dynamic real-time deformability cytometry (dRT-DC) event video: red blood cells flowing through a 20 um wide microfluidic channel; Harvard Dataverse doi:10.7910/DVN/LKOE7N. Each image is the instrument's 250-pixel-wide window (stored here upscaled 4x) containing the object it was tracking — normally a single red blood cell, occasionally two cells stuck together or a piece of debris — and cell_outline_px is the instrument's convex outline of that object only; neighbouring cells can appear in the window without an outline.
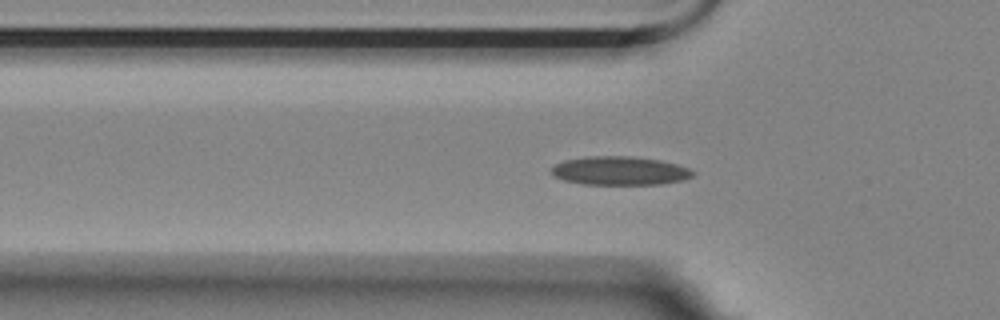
{"species": "Egyptian fruit bat (a non-hibernating species)", "species_latin": "Rousettus aegyptiacus", "temperature_condition": "room temperature", "stored_images_in_passage": 43, "camera_frame_rate_fps": 3000, "um_per_image_px": 0.085, "animal": {"sex": "female"}, "frame": {"image": 1, "passage_image": 4, "time_ms": 1.0, "image_size_px": [1000, 320], "cell_outline_px": [[696, 172], [692, 176], [684, 180], [660, 184], [584, 184], [564, 180], [556, 176], [552, 172], [552, 164], [564, 160], [588, 156], [632, 156], [660, 160], [676, 164], [688, 168]], "centroid_in_image_um": [52.69, 14.51], "position_along_channel_um": 73.1, "area_um2": 23.58}}
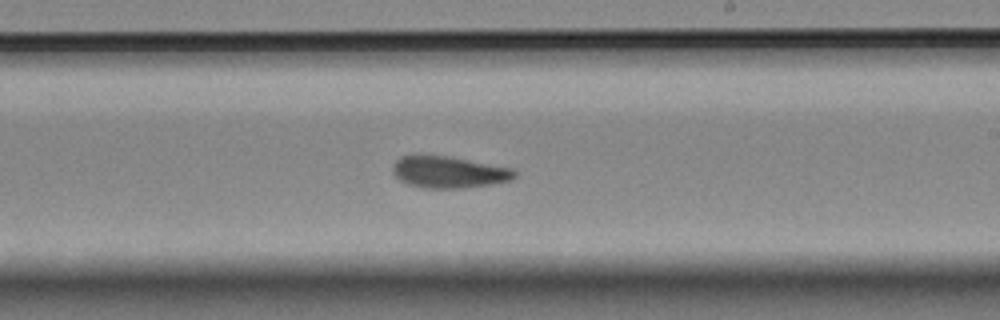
{"frame": {"image": 2, "passage_image": 19, "time_ms": 6.0, "image_size_px": [1000, 320], "cell_outline_px": [[516, 176], [512, 180], [492, 184], [460, 188], [424, 188], [408, 184], [400, 180], [392, 172], [392, 164], [400, 156], [416, 152], [448, 156], [512, 168], [516, 172]], "centroid_in_image_um": [38.07, 14.59], "position_along_channel_um": 250.9, "area_um2": 23.06}}
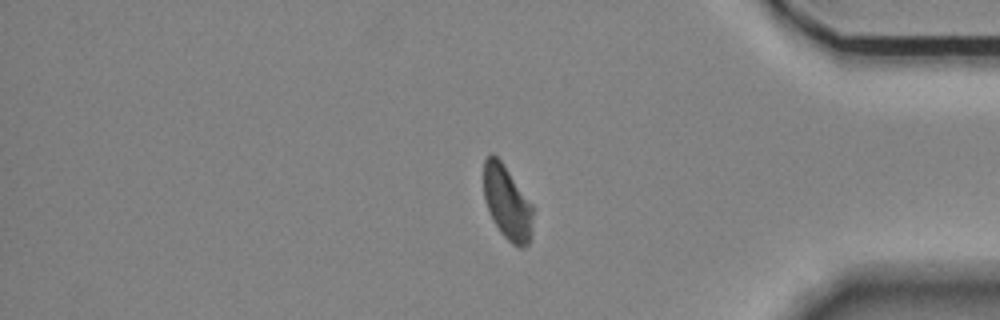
{"frame": {"image": 3, "passage_image": 33, "time_ms": 10.667, "image_size_px": [1000, 320], "cell_outline_px": [[536, 208], [532, 232], [528, 244], [524, 248], [520, 248], [512, 244], [500, 232], [484, 200], [484, 160], [492, 152], [500, 160]], "centroid_in_image_um": [43.16, 17.26], "position_along_channel_um": 392.0, "area_um2": 21.44}, "authors_computed_cell_mechanics": {"area_um2": 22.7154, "velocity_mm_per_s": 3.5383, "shape_relaxation_time_tau1_ms": 8.1349, "shape_relaxation_time_tau2_ms": 2.0643, "deformation_change_tau1": 0.1323, "deformation_change_tau2": 0.0684}}